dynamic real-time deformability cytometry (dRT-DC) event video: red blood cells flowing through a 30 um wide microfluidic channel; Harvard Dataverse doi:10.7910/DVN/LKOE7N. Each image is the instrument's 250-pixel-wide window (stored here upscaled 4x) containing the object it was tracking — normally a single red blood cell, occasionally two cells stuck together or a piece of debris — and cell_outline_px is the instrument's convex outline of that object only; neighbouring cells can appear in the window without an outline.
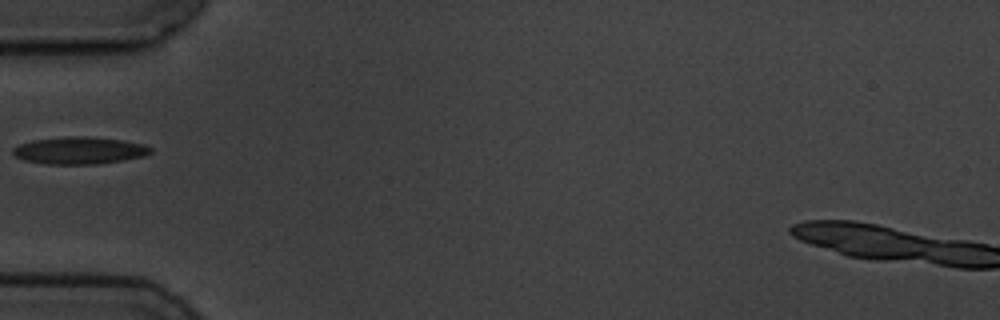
{"species": "common noctule bat (a hibernating species)", "species_latin": "Nyctalus noctula", "temperature_condition": "cold", "stored_images_in_passage": 1, "camera_frame_rate_fps": 3000, "um_per_image_px": 0.085, "animal": {"sex": "male", "body_mass_g": 19.5, "forearm_length_mm": 54.6}, "frame": {"image": 1, "passage_image": 1, "time_ms": 0.0, "image_size_px": [1000, 320], "cell_outline_px": [[152, 152], [144, 156], [124, 160], [96, 164], [44, 164], [24, 160], [16, 156], [12, 152], [12, 148], [20, 144], [32, 140], [68, 136], [84, 136], [120, 140], [144, 144], [152, 148]], "centroid_in_image_um": [6.74, 12.79], "position_along_channel_um": 78.3, "area_um2": 21.79}}